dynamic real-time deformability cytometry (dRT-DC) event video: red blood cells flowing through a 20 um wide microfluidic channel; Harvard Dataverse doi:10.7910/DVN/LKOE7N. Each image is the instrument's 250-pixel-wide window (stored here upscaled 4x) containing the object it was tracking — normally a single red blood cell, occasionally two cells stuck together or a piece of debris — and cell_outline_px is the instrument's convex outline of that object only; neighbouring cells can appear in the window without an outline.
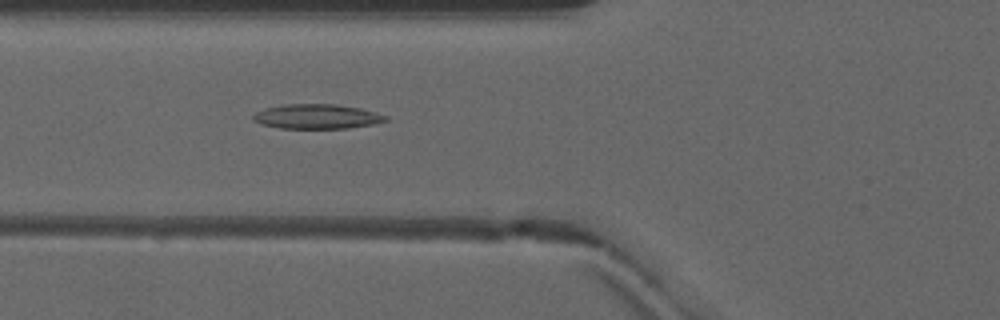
{"species": "common noctule bat (a hibernating species)", "species_latin": "Nyctalus noctula", "temperature_condition": "warm", "stored_images_in_passage": 34, "camera_frame_rate_fps": 3000, "um_per_image_px": 0.085, "animal": {"sex": "male", "forearm_length_mm": 52.5}, "frame": {"image": 1, "passage_image": 4, "time_ms": 1.0, "image_size_px": [1000, 320], "cell_outline_px": [[388, 120], [372, 124], [348, 128], [280, 128], [260, 124], [252, 120], [252, 116], [256, 112], [264, 108], [284, 104], [336, 104], [360, 108], [376, 112], [388, 116]], "centroid_in_image_um": [26.91, 9.9], "position_along_channel_um": 98.9, "area_um2": 19.07}}
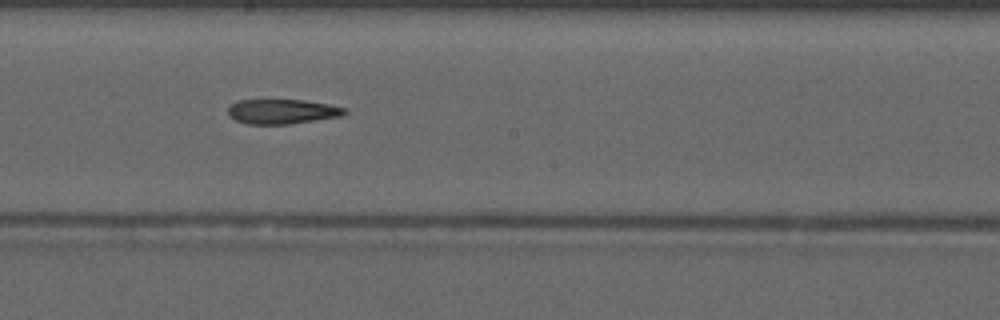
{"frame": {"image": 2, "passage_image": 13, "time_ms": 4.0, "image_size_px": [1000, 320], "cell_outline_px": [[348, 112], [344, 116], [288, 124], [248, 124], [236, 120], [228, 116], [228, 108], [232, 104], [240, 100], [304, 100], [328, 104], [344, 108]], "centroid_in_image_um": [24.0, 9.48], "position_along_channel_um": 224.2, "area_um2": 16.76}}
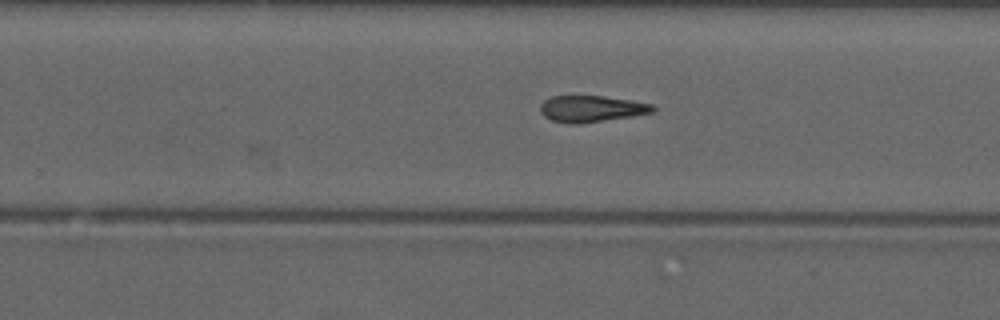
{"frame": {"image": 3, "passage_image": 17, "time_ms": 5.333, "image_size_px": [1000, 320], "cell_outline_px": [[656, 108], [652, 112], [632, 116], [576, 124], [568, 124], [552, 120], [544, 116], [540, 112], [540, 104], [544, 100], [552, 96], [604, 96], [652, 104]], "centroid_in_image_um": [50.22, 9.24], "position_along_channel_um": 279.6, "area_um2": 17.17}}